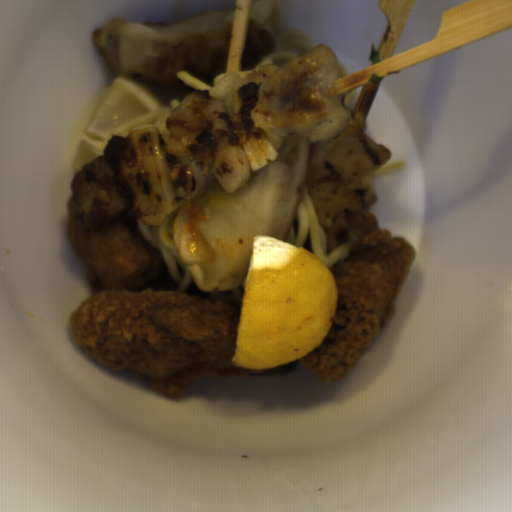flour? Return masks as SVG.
<instances>
[{"instance_id": "flour-4", "label": "flour", "mask_w": 512, "mask_h": 512, "mask_svg": "<svg viewBox=\"0 0 512 512\" xmlns=\"http://www.w3.org/2000/svg\"><path fill=\"white\" fill-rule=\"evenodd\" d=\"M243 77L235 72H230L214 83L209 92H213L223 103L231 114V98L233 90L240 79Z\"/></svg>"}, {"instance_id": "flour-2", "label": "flour", "mask_w": 512, "mask_h": 512, "mask_svg": "<svg viewBox=\"0 0 512 512\" xmlns=\"http://www.w3.org/2000/svg\"><path fill=\"white\" fill-rule=\"evenodd\" d=\"M233 22L234 6L169 22L110 18L92 41L119 77L149 94L178 97L192 89L178 72L203 82L227 72Z\"/></svg>"}, {"instance_id": "flour-3", "label": "flour", "mask_w": 512, "mask_h": 512, "mask_svg": "<svg viewBox=\"0 0 512 512\" xmlns=\"http://www.w3.org/2000/svg\"><path fill=\"white\" fill-rule=\"evenodd\" d=\"M275 8L274 0L253 1L241 58L243 70L254 69L276 49L278 35L272 21Z\"/></svg>"}, {"instance_id": "flour-1", "label": "flour", "mask_w": 512, "mask_h": 512, "mask_svg": "<svg viewBox=\"0 0 512 512\" xmlns=\"http://www.w3.org/2000/svg\"><path fill=\"white\" fill-rule=\"evenodd\" d=\"M310 181L308 145L290 137L278 145L277 160L234 192L210 183L179 205L174 221L181 261L204 293L246 286L254 236L286 240Z\"/></svg>"}]
</instances>
